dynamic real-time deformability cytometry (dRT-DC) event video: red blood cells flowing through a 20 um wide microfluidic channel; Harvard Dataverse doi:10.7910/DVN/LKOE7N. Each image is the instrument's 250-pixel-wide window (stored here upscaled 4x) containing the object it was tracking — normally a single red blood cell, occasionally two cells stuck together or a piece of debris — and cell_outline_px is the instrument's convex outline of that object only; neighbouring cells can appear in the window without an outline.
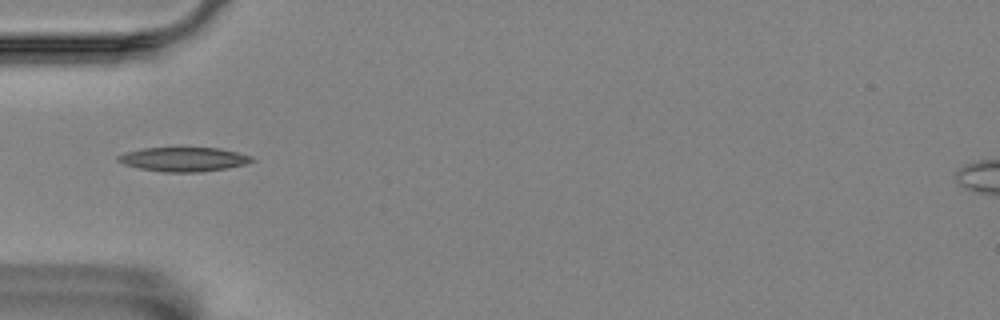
{"species": "Egyptian fruit bat (a non-hibernating species)", "species_latin": "Rousettus aegyptiacus", "temperature_condition": "room temperature", "stored_images_in_passage": 1, "camera_frame_rate_fps": 3000, "um_per_image_px": 0.085, "animal": {"sex": "female"}, "frame": {"image": 1, "passage_image": 1, "time_ms": 0.0, "image_size_px": [1000, 320], "cell_outline_px": [[256, 160], [244, 164], [228, 168], [200, 172], [164, 172], [140, 168], [124, 164], [116, 160], [116, 156], [124, 152], [144, 148], [220, 148], [252, 156]], "centroid_in_image_um": [15.6, 13.54], "position_along_channel_um": 69.4, "area_um2": 18.84}}